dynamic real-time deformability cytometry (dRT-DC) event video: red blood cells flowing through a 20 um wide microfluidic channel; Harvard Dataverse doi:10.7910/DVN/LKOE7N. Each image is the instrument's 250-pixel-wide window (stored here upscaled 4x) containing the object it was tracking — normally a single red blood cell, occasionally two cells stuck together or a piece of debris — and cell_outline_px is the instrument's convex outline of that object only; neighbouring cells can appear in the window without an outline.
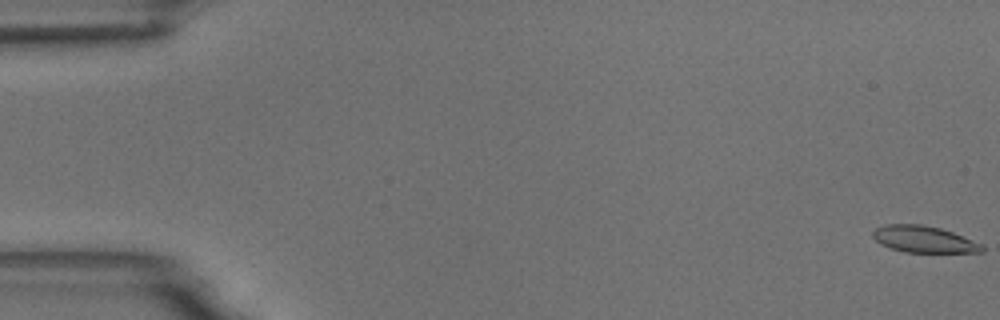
{"species": "common noctule bat (a hibernating species)", "species_latin": "Nyctalus noctula", "temperature_condition": "room temperature", "stored_images_in_passage": 55, "camera_frame_rate_fps": 3000, "um_per_image_px": 0.085, "animal": {"sex": "male", "body_mass_g": 18.8}, "frame": {"image": 1, "passage_image": 1, "time_ms": 0.0, "image_size_px": [1000, 320], "cell_outline_px": [[984, 252], [904, 252], [880, 244], [872, 236], [872, 232], [876, 228], [884, 224], [920, 224], [940, 228], [952, 232], [984, 244]], "centroid_in_image_um": [78.53, 20.33], "position_along_channel_um": 6.5, "area_um2": 16.94}}
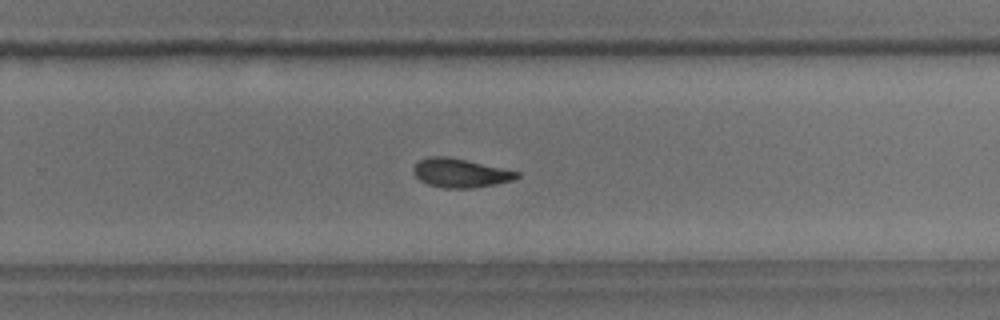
{"frame": {"image": 2, "passage_image": 36, "time_ms": 11.667, "image_size_px": [1000, 320], "cell_outline_px": [[520, 176], [512, 180], [472, 188], [444, 188], [428, 184], [420, 180], [412, 172], [412, 168], [420, 160], [428, 156], [448, 156], [520, 172]], "centroid_in_image_um": [39.09, 14.69], "position_along_channel_um": 290.7, "area_um2": 17.22}}
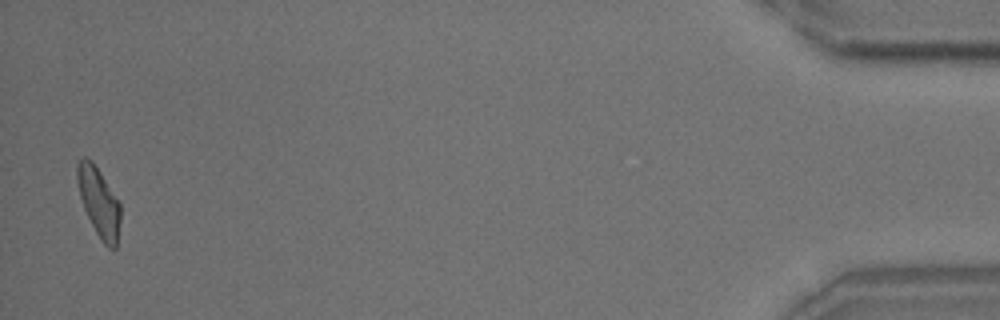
{"frame": {"image": 3, "passage_image": 54, "time_ms": 17.667, "image_size_px": [1000, 320], "cell_outline_px": [[120, 220], [116, 248], [108, 248], [100, 240], [84, 208], [80, 196], [76, 180], [76, 164], [84, 156], [92, 160], [100, 172], [120, 204]], "centroid_in_image_um": [8.39, 17.17], "position_along_channel_um": 426.8, "area_um2": 17.22}, "authors_computed_cell_mechanics": {"area_um2": 17.7446, "velocity_mm_per_s": 3.7459, "shape_relaxation_time_tau1_ms": 9.6233, "shape_relaxation_time_tau2_ms": 10.0575, "deformation_change_tau1": 0.23, "deformation_change_tau2": 0.1635}}